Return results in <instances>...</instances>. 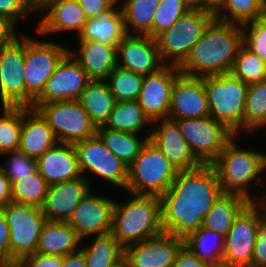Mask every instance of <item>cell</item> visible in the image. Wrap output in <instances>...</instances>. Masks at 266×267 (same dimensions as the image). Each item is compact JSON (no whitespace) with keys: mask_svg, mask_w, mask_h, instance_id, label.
Returning a JSON list of instances; mask_svg holds the SVG:
<instances>
[{"mask_svg":"<svg viewBox=\"0 0 266 267\" xmlns=\"http://www.w3.org/2000/svg\"><path fill=\"white\" fill-rule=\"evenodd\" d=\"M223 193L212 164L179 171L160 196L164 232L185 239L203 225V219Z\"/></svg>","mask_w":266,"mask_h":267,"instance_id":"cell-1","label":"cell"},{"mask_svg":"<svg viewBox=\"0 0 266 267\" xmlns=\"http://www.w3.org/2000/svg\"><path fill=\"white\" fill-rule=\"evenodd\" d=\"M243 45L241 24L213 19L179 66L181 74L203 78L230 72Z\"/></svg>","mask_w":266,"mask_h":267,"instance_id":"cell-2","label":"cell"},{"mask_svg":"<svg viewBox=\"0 0 266 267\" xmlns=\"http://www.w3.org/2000/svg\"><path fill=\"white\" fill-rule=\"evenodd\" d=\"M237 139L238 135H235L225 145L212 166L216 170L223 193H236L251 202H260L261 198L254 196L249 188L252 181L263 186L260 174L266 169V153L255 148H241Z\"/></svg>","mask_w":266,"mask_h":267,"instance_id":"cell-3","label":"cell"},{"mask_svg":"<svg viewBox=\"0 0 266 267\" xmlns=\"http://www.w3.org/2000/svg\"><path fill=\"white\" fill-rule=\"evenodd\" d=\"M132 195L113 209V237L125 248L164 232L161 222V202L158 196Z\"/></svg>","mask_w":266,"mask_h":267,"instance_id":"cell-4","label":"cell"},{"mask_svg":"<svg viewBox=\"0 0 266 267\" xmlns=\"http://www.w3.org/2000/svg\"><path fill=\"white\" fill-rule=\"evenodd\" d=\"M210 116L235 135L245 133V101L248 84L230 73L203 77Z\"/></svg>","mask_w":266,"mask_h":267,"instance_id":"cell-5","label":"cell"},{"mask_svg":"<svg viewBox=\"0 0 266 267\" xmlns=\"http://www.w3.org/2000/svg\"><path fill=\"white\" fill-rule=\"evenodd\" d=\"M178 172L148 139L139 156L128 167L126 190L130 194L160 197L172 185Z\"/></svg>","mask_w":266,"mask_h":267,"instance_id":"cell-6","label":"cell"},{"mask_svg":"<svg viewBox=\"0 0 266 267\" xmlns=\"http://www.w3.org/2000/svg\"><path fill=\"white\" fill-rule=\"evenodd\" d=\"M214 12L192 8L169 29L155 37L160 58L165 65L180 66L214 19Z\"/></svg>","mask_w":266,"mask_h":267,"instance_id":"cell-7","label":"cell"},{"mask_svg":"<svg viewBox=\"0 0 266 267\" xmlns=\"http://www.w3.org/2000/svg\"><path fill=\"white\" fill-rule=\"evenodd\" d=\"M69 49L55 41L36 40L25 36V61L23 78L26 90V107L42 94L46 82Z\"/></svg>","mask_w":266,"mask_h":267,"instance_id":"cell-8","label":"cell"},{"mask_svg":"<svg viewBox=\"0 0 266 267\" xmlns=\"http://www.w3.org/2000/svg\"><path fill=\"white\" fill-rule=\"evenodd\" d=\"M266 219L260 202H250L235 218L224 237L222 263L231 267H250L259 225Z\"/></svg>","mask_w":266,"mask_h":267,"instance_id":"cell-9","label":"cell"},{"mask_svg":"<svg viewBox=\"0 0 266 267\" xmlns=\"http://www.w3.org/2000/svg\"><path fill=\"white\" fill-rule=\"evenodd\" d=\"M36 110L58 142L74 144L96 135V125L77 100L52 101L40 104Z\"/></svg>","mask_w":266,"mask_h":267,"instance_id":"cell-10","label":"cell"},{"mask_svg":"<svg viewBox=\"0 0 266 267\" xmlns=\"http://www.w3.org/2000/svg\"><path fill=\"white\" fill-rule=\"evenodd\" d=\"M8 226L11 261L36 253L40 233L47 219L40 208L9 202L3 208Z\"/></svg>","mask_w":266,"mask_h":267,"instance_id":"cell-11","label":"cell"},{"mask_svg":"<svg viewBox=\"0 0 266 267\" xmlns=\"http://www.w3.org/2000/svg\"><path fill=\"white\" fill-rule=\"evenodd\" d=\"M191 152L201 164H212L235 136L211 116L174 120Z\"/></svg>","mask_w":266,"mask_h":267,"instance_id":"cell-12","label":"cell"},{"mask_svg":"<svg viewBox=\"0 0 266 267\" xmlns=\"http://www.w3.org/2000/svg\"><path fill=\"white\" fill-rule=\"evenodd\" d=\"M73 145L82 176L89 184L93 183L90 179L92 174L97 176L96 179H104L113 187L126 189L128 167L102 143L97 135ZM86 173H90L89 178Z\"/></svg>","mask_w":266,"mask_h":267,"instance_id":"cell-13","label":"cell"},{"mask_svg":"<svg viewBox=\"0 0 266 267\" xmlns=\"http://www.w3.org/2000/svg\"><path fill=\"white\" fill-rule=\"evenodd\" d=\"M25 34L0 49V104L26 107Z\"/></svg>","mask_w":266,"mask_h":267,"instance_id":"cell-14","label":"cell"},{"mask_svg":"<svg viewBox=\"0 0 266 267\" xmlns=\"http://www.w3.org/2000/svg\"><path fill=\"white\" fill-rule=\"evenodd\" d=\"M91 191L94 192L92 189L86 194L67 221L82 244L85 238L109 234L112 229L115 200Z\"/></svg>","mask_w":266,"mask_h":267,"instance_id":"cell-15","label":"cell"},{"mask_svg":"<svg viewBox=\"0 0 266 267\" xmlns=\"http://www.w3.org/2000/svg\"><path fill=\"white\" fill-rule=\"evenodd\" d=\"M90 81L82 66L68 53L57 65L31 108L36 109L40 104L52 101L77 100Z\"/></svg>","mask_w":266,"mask_h":267,"instance_id":"cell-16","label":"cell"},{"mask_svg":"<svg viewBox=\"0 0 266 267\" xmlns=\"http://www.w3.org/2000/svg\"><path fill=\"white\" fill-rule=\"evenodd\" d=\"M180 73L178 66L164 65L144 75L137 102L151 122L168 119L172 87Z\"/></svg>","mask_w":266,"mask_h":267,"instance_id":"cell-17","label":"cell"},{"mask_svg":"<svg viewBox=\"0 0 266 267\" xmlns=\"http://www.w3.org/2000/svg\"><path fill=\"white\" fill-rule=\"evenodd\" d=\"M184 239L163 232L124 248L128 267H173Z\"/></svg>","mask_w":266,"mask_h":267,"instance_id":"cell-18","label":"cell"},{"mask_svg":"<svg viewBox=\"0 0 266 267\" xmlns=\"http://www.w3.org/2000/svg\"><path fill=\"white\" fill-rule=\"evenodd\" d=\"M210 116L203 78L179 74L171 91L168 119L181 120Z\"/></svg>","mask_w":266,"mask_h":267,"instance_id":"cell-19","label":"cell"},{"mask_svg":"<svg viewBox=\"0 0 266 267\" xmlns=\"http://www.w3.org/2000/svg\"><path fill=\"white\" fill-rule=\"evenodd\" d=\"M117 66L141 75L157 72L162 62L155 38L126 35L117 45Z\"/></svg>","mask_w":266,"mask_h":267,"instance_id":"cell-20","label":"cell"},{"mask_svg":"<svg viewBox=\"0 0 266 267\" xmlns=\"http://www.w3.org/2000/svg\"><path fill=\"white\" fill-rule=\"evenodd\" d=\"M149 140L178 171L196 169L201 165L182 136L178 124L173 120L152 122Z\"/></svg>","mask_w":266,"mask_h":267,"instance_id":"cell-21","label":"cell"},{"mask_svg":"<svg viewBox=\"0 0 266 267\" xmlns=\"http://www.w3.org/2000/svg\"><path fill=\"white\" fill-rule=\"evenodd\" d=\"M88 180L81 176L77 179L48 185L42 213L49 221H65L71 217L74 209L92 189Z\"/></svg>","mask_w":266,"mask_h":267,"instance_id":"cell-22","label":"cell"},{"mask_svg":"<svg viewBox=\"0 0 266 267\" xmlns=\"http://www.w3.org/2000/svg\"><path fill=\"white\" fill-rule=\"evenodd\" d=\"M41 13L44 16L38 22L35 31L40 36L74 31L77 32L76 37H79L87 22V17L78 0L53 1Z\"/></svg>","mask_w":266,"mask_h":267,"instance_id":"cell-23","label":"cell"},{"mask_svg":"<svg viewBox=\"0 0 266 267\" xmlns=\"http://www.w3.org/2000/svg\"><path fill=\"white\" fill-rule=\"evenodd\" d=\"M37 169L48 185L82 176L73 144L57 142L37 159Z\"/></svg>","mask_w":266,"mask_h":267,"instance_id":"cell-24","label":"cell"},{"mask_svg":"<svg viewBox=\"0 0 266 267\" xmlns=\"http://www.w3.org/2000/svg\"><path fill=\"white\" fill-rule=\"evenodd\" d=\"M78 50L68 53L82 66L91 80H105L117 67V46L96 40H78Z\"/></svg>","mask_w":266,"mask_h":267,"instance_id":"cell-25","label":"cell"},{"mask_svg":"<svg viewBox=\"0 0 266 267\" xmlns=\"http://www.w3.org/2000/svg\"><path fill=\"white\" fill-rule=\"evenodd\" d=\"M57 139L40 113L31 107L23 106V121L19 150L34 159H38L57 143Z\"/></svg>","mask_w":266,"mask_h":267,"instance_id":"cell-26","label":"cell"},{"mask_svg":"<svg viewBox=\"0 0 266 267\" xmlns=\"http://www.w3.org/2000/svg\"><path fill=\"white\" fill-rule=\"evenodd\" d=\"M80 244L81 239L67 222L47 220L40 233L36 253L65 256L78 251Z\"/></svg>","mask_w":266,"mask_h":267,"instance_id":"cell-27","label":"cell"},{"mask_svg":"<svg viewBox=\"0 0 266 267\" xmlns=\"http://www.w3.org/2000/svg\"><path fill=\"white\" fill-rule=\"evenodd\" d=\"M127 35L122 10L119 6L109 14L87 19L77 40H96L117 46Z\"/></svg>","mask_w":266,"mask_h":267,"instance_id":"cell-28","label":"cell"},{"mask_svg":"<svg viewBox=\"0 0 266 267\" xmlns=\"http://www.w3.org/2000/svg\"><path fill=\"white\" fill-rule=\"evenodd\" d=\"M250 202L236 193H222L203 219L202 227L216 231L225 237L235 218Z\"/></svg>","mask_w":266,"mask_h":267,"instance_id":"cell-29","label":"cell"},{"mask_svg":"<svg viewBox=\"0 0 266 267\" xmlns=\"http://www.w3.org/2000/svg\"><path fill=\"white\" fill-rule=\"evenodd\" d=\"M77 101L96 127L104 125L116 103L105 80H91Z\"/></svg>","mask_w":266,"mask_h":267,"instance_id":"cell-30","label":"cell"},{"mask_svg":"<svg viewBox=\"0 0 266 267\" xmlns=\"http://www.w3.org/2000/svg\"><path fill=\"white\" fill-rule=\"evenodd\" d=\"M144 137L136 133L119 132L98 126L96 135L102 143L116 155L127 167L139 156V153L148 141L151 128L144 130Z\"/></svg>","mask_w":266,"mask_h":267,"instance_id":"cell-31","label":"cell"},{"mask_svg":"<svg viewBox=\"0 0 266 267\" xmlns=\"http://www.w3.org/2000/svg\"><path fill=\"white\" fill-rule=\"evenodd\" d=\"M146 126L151 128L152 122L137 101H117L103 125L104 128L110 130L140 135L143 134L142 132H144Z\"/></svg>","mask_w":266,"mask_h":267,"instance_id":"cell-32","label":"cell"},{"mask_svg":"<svg viewBox=\"0 0 266 267\" xmlns=\"http://www.w3.org/2000/svg\"><path fill=\"white\" fill-rule=\"evenodd\" d=\"M160 0H125L119 4L128 35H147L152 38V22Z\"/></svg>","mask_w":266,"mask_h":267,"instance_id":"cell-33","label":"cell"},{"mask_svg":"<svg viewBox=\"0 0 266 267\" xmlns=\"http://www.w3.org/2000/svg\"><path fill=\"white\" fill-rule=\"evenodd\" d=\"M88 245L80 246L86 267H111L124 258V247L111 233L92 236Z\"/></svg>","mask_w":266,"mask_h":267,"instance_id":"cell-34","label":"cell"},{"mask_svg":"<svg viewBox=\"0 0 266 267\" xmlns=\"http://www.w3.org/2000/svg\"><path fill=\"white\" fill-rule=\"evenodd\" d=\"M184 245L201 260L222 263L224 236L216 231L200 227L184 239Z\"/></svg>","mask_w":266,"mask_h":267,"instance_id":"cell-35","label":"cell"},{"mask_svg":"<svg viewBox=\"0 0 266 267\" xmlns=\"http://www.w3.org/2000/svg\"><path fill=\"white\" fill-rule=\"evenodd\" d=\"M266 15V0H224L214 12L223 22L244 24Z\"/></svg>","mask_w":266,"mask_h":267,"instance_id":"cell-36","label":"cell"},{"mask_svg":"<svg viewBox=\"0 0 266 267\" xmlns=\"http://www.w3.org/2000/svg\"><path fill=\"white\" fill-rule=\"evenodd\" d=\"M266 128V80L248 85L245 101V131L248 134Z\"/></svg>","mask_w":266,"mask_h":267,"instance_id":"cell-37","label":"cell"},{"mask_svg":"<svg viewBox=\"0 0 266 267\" xmlns=\"http://www.w3.org/2000/svg\"><path fill=\"white\" fill-rule=\"evenodd\" d=\"M48 184L39 171L11 184L12 202L42 208Z\"/></svg>","mask_w":266,"mask_h":267,"instance_id":"cell-38","label":"cell"},{"mask_svg":"<svg viewBox=\"0 0 266 267\" xmlns=\"http://www.w3.org/2000/svg\"><path fill=\"white\" fill-rule=\"evenodd\" d=\"M144 75L116 67L105 79L115 101H137Z\"/></svg>","mask_w":266,"mask_h":267,"instance_id":"cell-39","label":"cell"},{"mask_svg":"<svg viewBox=\"0 0 266 267\" xmlns=\"http://www.w3.org/2000/svg\"><path fill=\"white\" fill-rule=\"evenodd\" d=\"M229 73L248 85L262 82L266 80V63L243 44Z\"/></svg>","mask_w":266,"mask_h":267,"instance_id":"cell-40","label":"cell"},{"mask_svg":"<svg viewBox=\"0 0 266 267\" xmlns=\"http://www.w3.org/2000/svg\"><path fill=\"white\" fill-rule=\"evenodd\" d=\"M0 116V156L17 150L23 121V106H1Z\"/></svg>","mask_w":266,"mask_h":267,"instance_id":"cell-41","label":"cell"},{"mask_svg":"<svg viewBox=\"0 0 266 267\" xmlns=\"http://www.w3.org/2000/svg\"><path fill=\"white\" fill-rule=\"evenodd\" d=\"M192 7L185 0H160L152 22V38L169 29Z\"/></svg>","mask_w":266,"mask_h":267,"instance_id":"cell-42","label":"cell"},{"mask_svg":"<svg viewBox=\"0 0 266 267\" xmlns=\"http://www.w3.org/2000/svg\"><path fill=\"white\" fill-rule=\"evenodd\" d=\"M10 154V155H9ZM9 157L4 161L5 165H0V169L3 171L5 176L9 179L10 183L20 181L23 178L36 172L37 159L28 157L22 153L19 149L9 151L1 156Z\"/></svg>","mask_w":266,"mask_h":267,"instance_id":"cell-43","label":"cell"},{"mask_svg":"<svg viewBox=\"0 0 266 267\" xmlns=\"http://www.w3.org/2000/svg\"><path fill=\"white\" fill-rule=\"evenodd\" d=\"M241 26L243 44L266 63V15Z\"/></svg>","mask_w":266,"mask_h":267,"instance_id":"cell-44","label":"cell"},{"mask_svg":"<svg viewBox=\"0 0 266 267\" xmlns=\"http://www.w3.org/2000/svg\"><path fill=\"white\" fill-rule=\"evenodd\" d=\"M34 13L27 0H0V15L9 18L15 24L21 19H28Z\"/></svg>","mask_w":266,"mask_h":267,"instance_id":"cell-45","label":"cell"},{"mask_svg":"<svg viewBox=\"0 0 266 267\" xmlns=\"http://www.w3.org/2000/svg\"><path fill=\"white\" fill-rule=\"evenodd\" d=\"M78 2L87 19L107 15L119 4L117 0H78Z\"/></svg>","mask_w":266,"mask_h":267,"instance_id":"cell-46","label":"cell"},{"mask_svg":"<svg viewBox=\"0 0 266 267\" xmlns=\"http://www.w3.org/2000/svg\"><path fill=\"white\" fill-rule=\"evenodd\" d=\"M250 267H266V219L258 227Z\"/></svg>","mask_w":266,"mask_h":267,"instance_id":"cell-47","label":"cell"},{"mask_svg":"<svg viewBox=\"0 0 266 267\" xmlns=\"http://www.w3.org/2000/svg\"><path fill=\"white\" fill-rule=\"evenodd\" d=\"M25 267H61L63 263V256L61 255H44L34 253L26 256L21 260Z\"/></svg>","mask_w":266,"mask_h":267,"instance_id":"cell-48","label":"cell"},{"mask_svg":"<svg viewBox=\"0 0 266 267\" xmlns=\"http://www.w3.org/2000/svg\"><path fill=\"white\" fill-rule=\"evenodd\" d=\"M212 265L198 258L187 246L183 245L177 253L173 267H211Z\"/></svg>","mask_w":266,"mask_h":267,"instance_id":"cell-49","label":"cell"},{"mask_svg":"<svg viewBox=\"0 0 266 267\" xmlns=\"http://www.w3.org/2000/svg\"><path fill=\"white\" fill-rule=\"evenodd\" d=\"M11 261L9 226L3 209H0V262Z\"/></svg>","mask_w":266,"mask_h":267,"instance_id":"cell-50","label":"cell"},{"mask_svg":"<svg viewBox=\"0 0 266 267\" xmlns=\"http://www.w3.org/2000/svg\"><path fill=\"white\" fill-rule=\"evenodd\" d=\"M16 32V24L9 18L0 15V49L10 45L19 37Z\"/></svg>","mask_w":266,"mask_h":267,"instance_id":"cell-51","label":"cell"},{"mask_svg":"<svg viewBox=\"0 0 266 267\" xmlns=\"http://www.w3.org/2000/svg\"><path fill=\"white\" fill-rule=\"evenodd\" d=\"M11 201V183L0 169V209Z\"/></svg>","mask_w":266,"mask_h":267,"instance_id":"cell-52","label":"cell"},{"mask_svg":"<svg viewBox=\"0 0 266 267\" xmlns=\"http://www.w3.org/2000/svg\"><path fill=\"white\" fill-rule=\"evenodd\" d=\"M61 267H86L84 253L79 249L76 252L63 256Z\"/></svg>","mask_w":266,"mask_h":267,"instance_id":"cell-53","label":"cell"},{"mask_svg":"<svg viewBox=\"0 0 266 267\" xmlns=\"http://www.w3.org/2000/svg\"><path fill=\"white\" fill-rule=\"evenodd\" d=\"M27 1L33 12L40 13L45 7H47L50 3L56 0H27Z\"/></svg>","mask_w":266,"mask_h":267,"instance_id":"cell-54","label":"cell"},{"mask_svg":"<svg viewBox=\"0 0 266 267\" xmlns=\"http://www.w3.org/2000/svg\"><path fill=\"white\" fill-rule=\"evenodd\" d=\"M224 2V0H204V9L215 12Z\"/></svg>","mask_w":266,"mask_h":267,"instance_id":"cell-55","label":"cell"},{"mask_svg":"<svg viewBox=\"0 0 266 267\" xmlns=\"http://www.w3.org/2000/svg\"><path fill=\"white\" fill-rule=\"evenodd\" d=\"M0 267H25L21 261H4L0 262Z\"/></svg>","mask_w":266,"mask_h":267,"instance_id":"cell-56","label":"cell"},{"mask_svg":"<svg viewBox=\"0 0 266 267\" xmlns=\"http://www.w3.org/2000/svg\"><path fill=\"white\" fill-rule=\"evenodd\" d=\"M192 8H204V0H185Z\"/></svg>","mask_w":266,"mask_h":267,"instance_id":"cell-57","label":"cell"},{"mask_svg":"<svg viewBox=\"0 0 266 267\" xmlns=\"http://www.w3.org/2000/svg\"><path fill=\"white\" fill-rule=\"evenodd\" d=\"M111 267H128V264H127L125 258H123L121 261H119L118 263H116L115 265H113Z\"/></svg>","mask_w":266,"mask_h":267,"instance_id":"cell-58","label":"cell"},{"mask_svg":"<svg viewBox=\"0 0 266 267\" xmlns=\"http://www.w3.org/2000/svg\"><path fill=\"white\" fill-rule=\"evenodd\" d=\"M266 193H264V197L262 196L261 197V200H260V203L263 205L264 209H265V212H266Z\"/></svg>","mask_w":266,"mask_h":267,"instance_id":"cell-59","label":"cell"},{"mask_svg":"<svg viewBox=\"0 0 266 267\" xmlns=\"http://www.w3.org/2000/svg\"><path fill=\"white\" fill-rule=\"evenodd\" d=\"M211 267H231V266L224 263H220V264H213Z\"/></svg>","mask_w":266,"mask_h":267,"instance_id":"cell-60","label":"cell"}]
</instances>
